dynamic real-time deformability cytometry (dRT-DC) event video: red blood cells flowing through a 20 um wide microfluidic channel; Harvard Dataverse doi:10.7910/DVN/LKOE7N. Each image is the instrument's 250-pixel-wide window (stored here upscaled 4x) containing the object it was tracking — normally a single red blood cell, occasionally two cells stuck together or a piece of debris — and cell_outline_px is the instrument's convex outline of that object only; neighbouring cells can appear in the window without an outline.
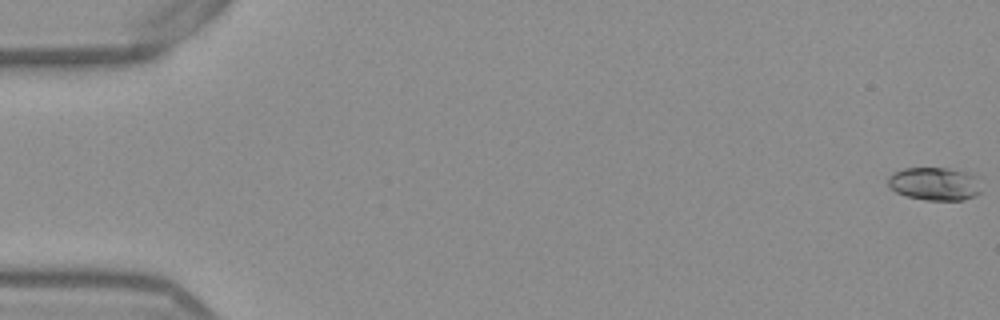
{"species": "Egyptian fruit bat (a non-hibernating species)", "species_latin": "Rousettus aegyptiacus", "temperature_condition": "warm", "stored_images_in_passage": 54, "camera_frame_rate_fps": 3000, "um_per_image_px": 0.085, "frame": {"image": 1, "passage_image": 1, "time_ms": 0.0, "image_size_px": [1000, 320], "cell_outline_px": [[980, 192], [964, 200], [924, 200], [908, 196], [896, 192], [888, 184], [888, 176], [892, 172], [904, 168], [948, 168], [968, 172], [980, 176]], "centroid_in_image_um": [79.47, 15.61], "position_along_channel_um": 5.5, "area_um2": 18.21}}
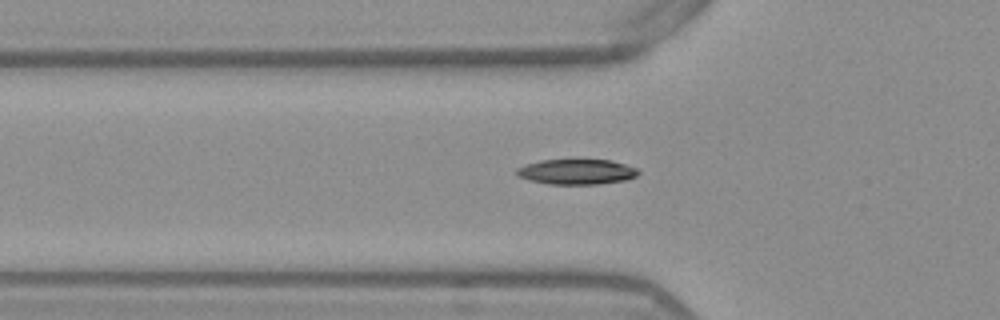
{"frame": {"image": 2, "passage_image": 19, "time_ms": 6.0, "image_size_px": [1000, 320], "cell_outline_px": [[640, 172], [636, 176], [624, 180], [596, 184], [548, 184], [528, 180], [516, 176], [516, 168], [540, 160], [612, 160], [636, 168]], "centroid_in_image_um": [48.98, 14.6], "position_along_channel_um": 76.8, "area_um2": 17.8}}
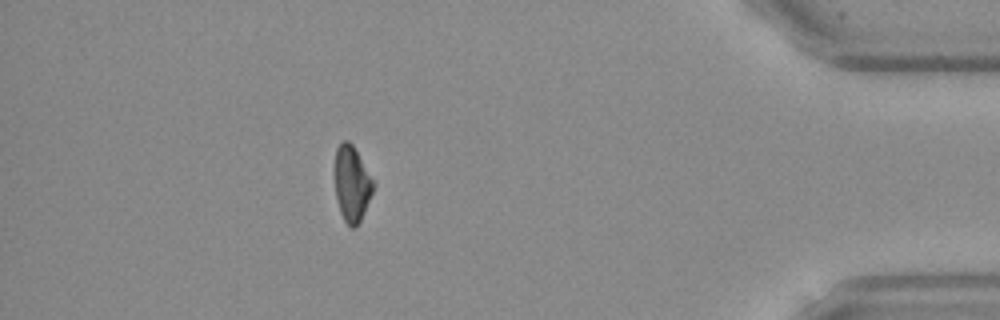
{"frame": {"image": 3, "passage_image": 48, "time_ms": 15.667, "image_size_px": [1000, 320], "cell_outline_px": [[376, 184], [360, 220], [356, 228], [352, 228], [344, 220], [340, 212], [336, 196], [336, 148], [344, 140], [348, 140], [352, 144]], "centroid_in_image_um": [29.93, 15.63], "position_along_channel_um": 405.3, "area_um2": 16.59}, "authors_computed_cell_mechanics": {"area_um2": 17.7735, "velocity_mm_per_s": 3.883, "shape_relaxation_time_tau1_ms": 4.7476, "shape_relaxation_time_tau2_ms": null, "deformation_change_tau1": 0.1599, "deformation_change_tau2": null}}